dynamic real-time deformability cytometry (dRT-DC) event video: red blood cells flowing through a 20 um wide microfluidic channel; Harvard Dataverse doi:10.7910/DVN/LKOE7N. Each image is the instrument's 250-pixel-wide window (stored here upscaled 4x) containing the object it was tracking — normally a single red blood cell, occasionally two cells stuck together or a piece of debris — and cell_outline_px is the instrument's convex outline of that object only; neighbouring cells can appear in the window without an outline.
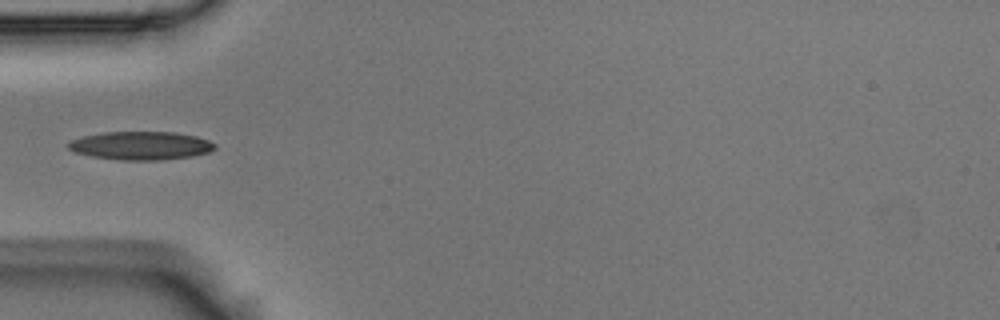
{"species": "Egyptian fruit bat (a non-hibernating species)", "species_latin": "Rousettus aegyptiacus", "temperature_condition": "room temperature", "stored_images_in_passage": 4, "camera_frame_rate_fps": 3000, "um_per_image_px": 0.085, "animal": {"sex": "male"}, "frame": {"image": 1, "passage_image": 1, "time_ms": 0.0, "image_size_px": [1000, 320], "cell_outline_px": [[216, 148], [208, 152], [192, 156], [160, 160], [120, 160], [92, 156], [76, 152], [68, 148], [68, 144], [72, 140], [84, 136], [104, 132], [176, 132], [196, 136], [208, 140], [216, 144]], "centroid_in_image_um": [12.01, 12.37], "position_along_channel_um": 73.0, "area_um2": 24.04}}
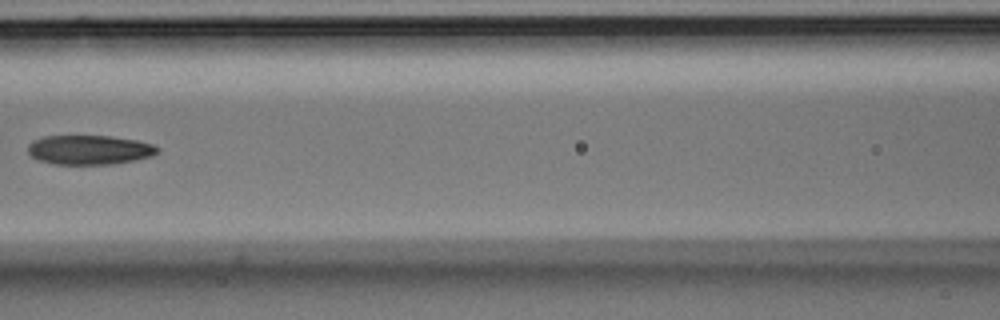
{"frame": {"image": 2, "passage_image": 3, "time_ms": 0.667, "image_size_px": [1000, 320], "cell_outline_px": [[160, 152], [152, 156], [136, 160], [112, 164], [52, 164], [40, 160], [32, 156], [28, 152], [28, 144], [32, 140], [44, 136], [112, 136], [136, 140], [152, 144], [160, 148]], "centroid_in_image_um": [7.62, 12.73], "position_along_channel_um": 159.0, "area_um2": 22.31}}
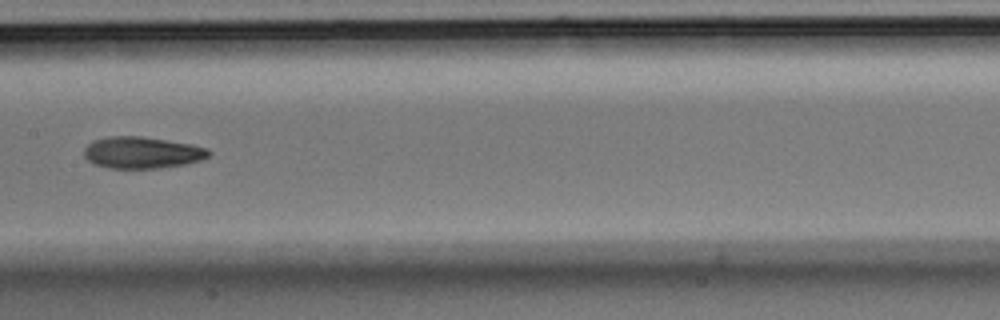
{"frame": {"image": 3, "passage_image": 4, "time_ms": 1.0, "image_size_px": [1000, 320], "cell_outline_px": [[212, 152], [208, 156], [200, 160], [188, 164], [160, 168], [112, 168], [96, 164], [88, 160], [84, 156], [84, 148], [92, 140], [108, 136], [140, 136], [192, 144], [208, 148]], "centroid_in_image_um": [12.09, 12.96], "position_along_channel_um": 195.3, "area_um2": 23.06}}